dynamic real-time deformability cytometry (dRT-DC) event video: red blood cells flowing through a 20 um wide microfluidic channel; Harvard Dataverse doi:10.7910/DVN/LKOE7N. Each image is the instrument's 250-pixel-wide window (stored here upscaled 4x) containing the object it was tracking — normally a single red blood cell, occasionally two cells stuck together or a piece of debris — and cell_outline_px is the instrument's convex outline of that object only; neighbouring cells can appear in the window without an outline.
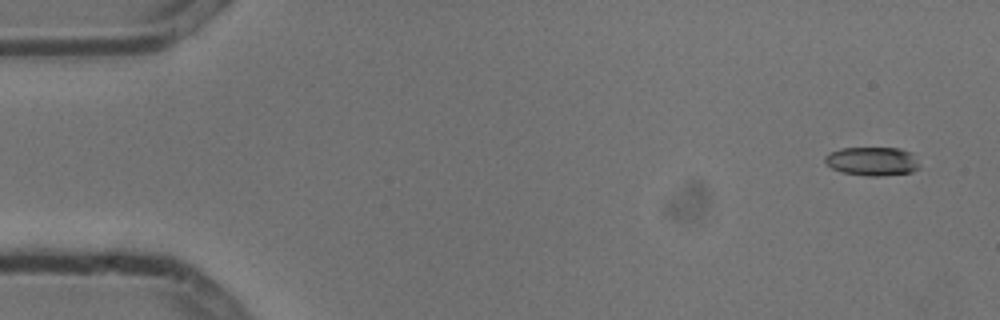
{"species": "common noctule bat (a hibernating species)", "species_latin": "Nyctalus noctula", "temperature_condition": "cold", "stored_images_in_passage": 6, "camera_frame_rate_fps": 3000, "um_per_image_px": 0.085, "animal": {"sex": "male", "body_mass_g": 13.3}, "frame": {"image": 1, "passage_image": 1, "time_ms": 0.0, "image_size_px": [1000, 320], "cell_outline_px": [[920, 168], [912, 172], [880, 176], [868, 176], [840, 172], [832, 168], [824, 160], [824, 156], [840, 148], [900, 148], [912, 152], [920, 164]], "centroid_in_image_um": [74.18, 13.71], "position_along_channel_um": 10.8, "area_um2": 15.95}}
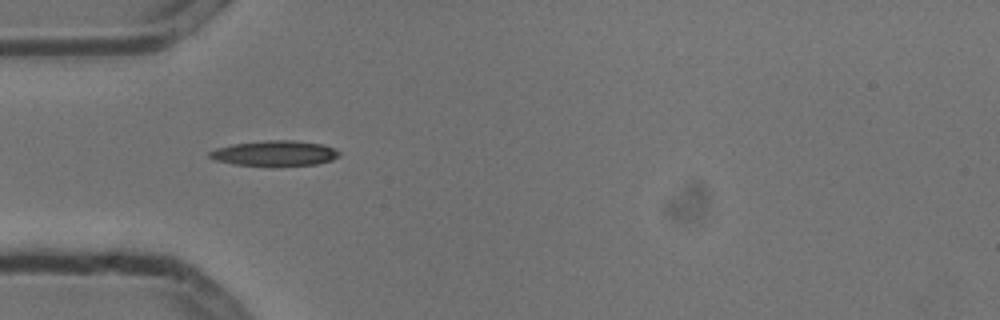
{"frame": {"image": 2, "passage_image": 5, "time_ms": 1.333, "image_size_px": [1000, 320], "cell_outline_px": [[340, 156], [332, 160], [316, 164], [232, 164], [216, 160], [208, 156], [208, 152], [216, 148], [232, 144], [264, 140], [292, 140], [324, 144], [340, 152]], "centroid_in_image_um": [23.35, 12.99], "position_along_channel_um": 61.7, "area_um2": 18.61}}
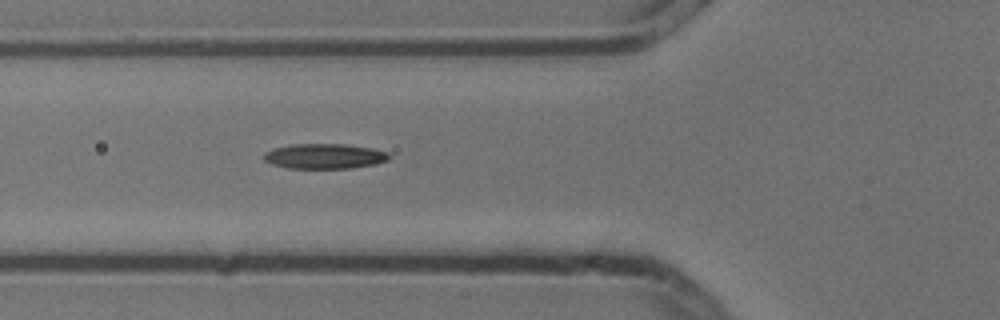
{"frame": {"image": 3, "passage_image": 6, "time_ms": 1.667, "image_size_px": [1000, 320], "cell_outline_px": [[392, 156], [388, 160], [376, 164], [352, 168], [288, 168], [272, 164], [264, 160], [264, 152], [272, 148], [292, 144], [348, 144], [372, 148], [388, 152]], "centroid_in_image_um": [27.61, 13.27], "position_along_channel_um": 98.2, "area_um2": 18.5}}